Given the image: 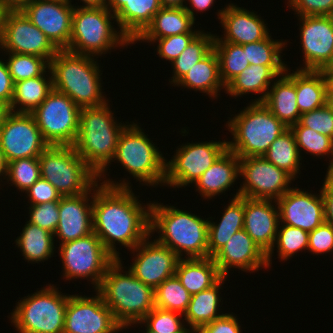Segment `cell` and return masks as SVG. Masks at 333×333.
<instances>
[{
  "mask_svg": "<svg viewBox=\"0 0 333 333\" xmlns=\"http://www.w3.org/2000/svg\"><path fill=\"white\" fill-rule=\"evenodd\" d=\"M102 180L93 186V232L104 248L115 259H120L116 242L132 250L151 236V202L147 207L142 205L128 180L119 183L107 178Z\"/></svg>",
  "mask_w": 333,
  "mask_h": 333,
  "instance_id": "cell-1",
  "label": "cell"
},
{
  "mask_svg": "<svg viewBox=\"0 0 333 333\" xmlns=\"http://www.w3.org/2000/svg\"><path fill=\"white\" fill-rule=\"evenodd\" d=\"M208 219L174 206L152 202L150 205V235H160L158 243L170 248L180 259L208 257Z\"/></svg>",
  "mask_w": 333,
  "mask_h": 333,
  "instance_id": "cell-2",
  "label": "cell"
},
{
  "mask_svg": "<svg viewBox=\"0 0 333 333\" xmlns=\"http://www.w3.org/2000/svg\"><path fill=\"white\" fill-rule=\"evenodd\" d=\"M108 103L109 101L101 106L81 108L79 130L73 145L77 154L94 170L100 181L101 178H106L104 173H107L119 137L127 126L115 120Z\"/></svg>",
  "mask_w": 333,
  "mask_h": 333,
  "instance_id": "cell-3",
  "label": "cell"
},
{
  "mask_svg": "<svg viewBox=\"0 0 333 333\" xmlns=\"http://www.w3.org/2000/svg\"><path fill=\"white\" fill-rule=\"evenodd\" d=\"M121 262V258L115 259L108 266L96 291L112 311L116 322L121 327H131L138 325L155 307L154 289L141 282L129 269L124 272Z\"/></svg>",
  "mask_w": 333,
  "mask_h": 333,
  "instance_id": "cell-4",
  "label": "cell"
},
{
  "mask_svg": "<svg viewBox=\"0 0 333 333\" xmlns=\"http://www.w3.org/2000/svg\"><path fill=\"white\" fill-rule=\"evenodd\" d=\"M93 57L64 49L49 62L53 88L69 96L80 108L97 107L109 101L101 90L102 71Z\"/></svg>",
  "mask_w": 333,
  "mask_h": 333,
  "instance_id": "cell-5",
  "label": "cell"
},
{
  "mask_svg": "<svg viewBox=\"0 0 333 333\" xmlns=\"http://www.w3.org/2000/svg\"><path fill=\"white\" fill-rule=\"evenodd\" d=\"M226 122L233 136L227 141L228 150L239 158L264 156L269 146L288 127L278 120L262 102L251 101Z\"/></svg>",
  "mask_w": 333,
  "mask_h": 333,
  "instance_id": "cell-6",
  "label": "cell"
},
{
  "mask_svg": "<svg viewBox=\"0 0 333 333\" xmlns=\"http://www.w3.org/2000/svg\"><path fill=\"white\" fill-rule=\"evenodd\" d=\"M116 16L107 7H74L71 36L66 50L89 56H101L131 41L111 22Z\"/></svg>",
  "mask_w": 333,
  "mask_h": 333,
  "instance_id": "cell-7",
  "label": "cell"
},
{
  "mask_svg": "<svg viewBox=\"0 0 333 333\" xmlns=\"http://www.w3.org/2000/svg\"><path fill=\"white\" fill-rule=\"evenodd\" d=\"M131 123L123 129L111 162L118 160L130 175L143 182L142 185L161 186L165 180L166 159L143 128Z\"/></svg>",
  "mask_w": 333,
  "mask_h": 333,
  "instance_id": "cell-8",
  "label": "cell"
},
{
  "mask_svg": "<svg viewBox=\"0 0 333 333\" xmlns=\"http://www.w3.org/2000/svg\"><path fill=\"white\" fill-rule=\"evenodd\" d=\"M51 285L17 302L10 319L18 333H63L70 294Z\"/></svg>",
  "mask_w": 333,
  "mask_h": 333,
  "instance_id": "cell-9",
  "label": "cell"
},
{
  "mask_svg": "<svg viewBox=\"0 0 333 333\" xmlns=\"http://www.w3.org/2000/svg\"><path fill=\"white\" fill-rule=\"evenodd\" d=\"M41 177L61 196L88 192L99 180L94 170L77 154L74 146H48L38 157Z\"/></svg>",
  "mask_w": 333,
  "mask_h": 333,
  "instance_id": "cell-10",
  "label": "cell"
},
{
  "mask_svg": "<svg viewBox=\"0 0 333 333\" xmlns=\"http://www.w3.org/2000/svg\"><path fill=\"white\" fill-rule=\"evenodd\" d=\"M80 110L69 96L53 88L31 114L50 146H73L79 130Z\"/></svg>",
  "mask_w": 333,
  "mask_h": 333,
  "instance_id": "cell-11",
  "label": "cell"
},
{
  "mask_svg": "<svg viewBox=\"0 0 333 333\" xmlns=\"http://www.w3.org/2000/svg\"><path fill=\"white\" fill-rule=\"evenodd\" d=\"M59 256L66 280L85 279L100 286L108 266L115 258L104 248L100 238L93 232L88 236L60 244Z\"/></svg>",
  "mask_w": 333,
  "mask_h": 333,
  "instance_id": "cell-12",
  "label": "cell"
},
{
  "mask_svg": "<svg viewBox=\"0 0 333 333\" xmlns=\"http://www.w3.org/2000/svg\"><path fill=\"white\" fill-rule=\"evenodd\" d=\"M178 149V150H177ZM172 159L165 162L164 185L182 188L193 185L228 149L227 141L182 144Z\"/></svg>",
  "mask_w": 333,
  "mask_h": 333,
  "instance_id": "cell-13",
  "label": "cell"
},
{
  "mask_svg": "<svg viewBox=\"0 0 333 333\" xmlns=\"http://www.w3.org/2000/svg\"><path fill=\"white\" fill-rule=\"evenodd\" d=\"M239 169V177L244 181L233 198L277 200L291 189L289 184L295 180L263 156L239 158Z\"/></svg>",
  "mask_w": 333,
  "mask_h": 333,
  "instance_id": "cell-14",
  "label": "cell"
},
{
  "mask_svg": "<svg viewBox=\"0 0 333 333\" xmlns=\"http://www.w3.org/2000/svg\"><path fill=\"white\" fill-rule=\"evenodd\" d=\"M0 48L5 52L43 57L48 62L59 51L22 10L4 11Z\"/></svg>",
  "mask_w": 333,
  "mask_h": 333,
  "instance_id": "cell-15",
  "label": "cell"
},
{
  "mask_svg": "<svg viewBox=\"0 0 333 333\" xmlns=\"http://www.w3.org/2000/svg\"><path fill=\"white\" fill-rule=\"evenodd\" d=\"M93 297L70 295L65 312L63 333H118L128 327H121L95 291Z\"/></svg>",
  "mask_w": 333,
  "mask_h": 333,
  "instance_id": "cell-16",
  "label": "cell"
},
{
  "mask_svg": "<svg viewBox=\"0 0 333 333\" xmlns=\"http://www.w3.org/2000/svg\"><path fill=\"white\" fill-rule=\"evenodd\" d=\"M48 146L31 113L11 112L0 127V147L7 162L38 158Z\"/></svg>",
  "mask_w": 333,
  "mask_h": 333,
  "instance_id": "cell-17",
  "label": "cell"
},
{
  "mask_svg": "<svg viewBox=\"0 0 333 333\" xmlns=\"http://www.w3.org/2000/svg\"><path fill=\"white\" fill-rule=\"evenodd\" d=\"M303 67L297 70L324 71L333 66V17L298 16Z\"/></svg>",
  "mask_w": 333,
  "mask_h": 333,
  "instance_id": "cell-18",
  "label": "cell"
},
{
  "mask_svg": "<svg viewBox=\"0 0 333 333\" xmlns=\"http://www.w3.org/2000/svg\"><path fill=\"white\" fill-rule=\"evenodd\" d=\"M22 11L59 50L68 48L74 11L68 0H33Z\"/></svg>",
  "mask_w": 333,
  "mask_h": 333,
  "instance_id": "cell-19",
  "label": "cell"
},
{
  "mask_svg": "<svg viewBox=\"0 0 333 333\" xmlns=\"http://www.w3.org/2000/svg\"><path fill=\"white\" fill-rule=\"evenodd\" d=\"M148 236L131 250L135 254L129 270L144 284L155 289L164 280L175 275L179 257L170 248L150 241Z\"/></svg>",
  "mask_w": 333,
  "mask_h": 333,
  "instance_id": "cell-20",
  "label": "cell"
},
{
  "mask_svg": "<svg viewBox=\"0 0 333 333\" xmlns=\"http://www.w3.org/2000/svg\"><path fill=\"white\" fill-rule=\"evenodd\" d=\"M319 195L308 193L293 186L281 198L277 199L279 223L313 231L324 221V201L321 190Z\"/></svg>",
  "mask_w": 333,
  "mask_h": 333,
  "instance_id": "cell-21",
  "label": "cell"
},
{
  "mask_svg": "<svg viewBox=\"0 0 333 333\" xmlns=\"http://www.w3.org/2000/svg\"><path fill=\"white\" fill-rule=\"evenodd\" d=\"M212 258L222 276L229 275L231 268L252 273L262 268H269L267 254L244 229L233 234Z\"/></svg>",
  "mask_w": 333,
  "mask_h": 333,
  "instance_id": "cell-22",
  "label": "cell"
},
{
  "mask_svg": "<svg viewBox=\"0 0 333 333\" xmlns=\"http://www.w3.org/2000/svg\"><path fill=\"white\" fill-rule=\"evenodd\" d=\"M92 191L93 187L86 193L62 196L59 200V222L54 233V237L59 238V243L60 240L62 244L93 233Z\"/></svg>",
  "mask_w": 333,
  "mask_h": 333,
  "instance_id": "cell-23",
  "label": "cell"
},
{
  "mask_svg": "<svg viewBox=\"0 0 333 333\" xmlns=\"http://www.w3.org/2000/svg\"><path fill=\"white\" fill-rule=\"evenodd\" d=\"M225 7L220 11L218 10L217 13L218 19L225 30L224 37L215 35L214 41L244 45L263 40L270 35L269 28L264 23V19H261V16L233 3H229Z\"/></svg>",
  "mask_w": 333,
  "mask_h": 333,
  "instance_id": "cell-24",
  "label": "cell"
},
{
  "mask_svg": "<svg viewBox=\"0 0 333 333\" xmlns=\"http://www.w3.org/2000/svg\"><path fill=\"white\" fill-rule=\"evenodd\" d=\"M279 222L276 200L244 197L243 229L266 254L273 249Z\"/></svg>",
  "mask_w": 333,
  "mask_h": 333,
  "instance_id": "cell-25",
  "label": "cell"
},
{
  "mask_svg": "<svg viewBox=\"0 0 333 333\" xmlns=\"http://www.w3.org/2000/svg\"><path fill=\"white\" fill-rule=\"evenodd\" d=\"M288 67L282 75L272 83L262 103L271 113L288 128L299 122L300 112L297 104L295 87V71L288 72Z\"/></svg>",
  "mask_w": 333,
  "mask_h": 333,
  "instance_id": "cell-26",
  "label": "cell"
},
{
  "mask_svg": "<svg viewBox=\"0 0 333 333\" xmlns=\"http://www.w3.org/2000/svg\"><path fill=\"white\" fill-rule=\"evenodd\" d=\"M239 157L228 149L195 182L204 199L225 193L239 178Z\"/></svg>",
  "mask_w": 333,
  "mask_h": 333,
  "instance_id": "cell-27",
  "label": "cell"
},
{
  "mask_svg": "<svg viewBox=\"0 0 333 333\" xmlns=\"http://www.w3.org/2000/svg\"><path fill=\"white\" fill-rule=\"evenodd\" d=\"M195 20L184 9L162 7L153 17L152 22L146 29L132 42H151L154 44L156 39L184 33H200L201 30H193Z\"/></svg>",
  "mask_w": 333,
  "mask_h": 333,
  "instance_id": "cell-28",
  "label": "cell"
},
{
  "mask_svg": "<svg viewBox=\"0 0 333 333\" xmlns=\"http://www.w3.org/2000/svg\"><path fill=\"white\" fill-rule=\"evenodd\" d=\"M175 275L191 295L210 288L222 277L212 257L179 259Z\"/></svg>",
  "mask_w": 333,
  "mask_h": 333,
  "instance_id": "cell-29",
  "label": "cell"
},
{
  "mask_svg": "<svg viewBox=\"0 0 333 333\" xmlns=\"http://www.w3.org/2000/svg\"><path fill=\"white\" fill-rule=\"evenodd\" d=\"M176 85L206 93L208 97L217 99L220 95L218 92L225 90V86L220 79L219 60L214 49L193 65Z\"/></svg>",
  "mask_w": 333,
  "mask_h": 333,
  "instance_id": "cell-30",
  "label": "cell"
},
{
  "mask_svg": "<svg viewBox=\"0 0 333 333\" xmlns=\"http://www.w3.org/2000/svg\"><path fill=\"white\" fill-rule=\"evenodd\" d=\"M228 276H222L214 285L204 291L191 295V299L184 313L185 323L190 326L192 333H196L202 326L211 323L215 319L224 315L219 313L222 298L219 296V290L222 289L225 279ZM220 307V308H219Z\"/></svg>",
  "mask_w": 333,
  "mask_h": 333,
  "instance_id": "cell-31",
  "label": "cell"
},
{
  "mask_svg": "<svg viewBox=\"0 0 333 333\" xmlns=\"http://www.w3.org/2000/svg\"><path fill=\"white\" fill-rule=\"evenodd\" d=\"M224 207L220 222H208V257H213L235 234L244 227V197L238 196Z\"/></svg>",
  "mask_w": 333,
  "mask_h": 333,
  "instance_id": "cell-32",
  "label": "cell"
},
{
  "mask_svg": "<svg viewBox=\"0 0 333 333\" xmlns=\"http://www.w3.org/2000/svg\"><path fill=\"white\" fill-rule=\"evenodd\" d=\"M161 8L159 0H129L115 14L116 24L132 43Z\"/></svg>",
  "mask_w": 333,
  "mask_h": 333,
  "instance_id": "cell-33",
  "label": "cell"
},
{
  "mask_svg": "<svg viewBox=\"0 0 333 333\" xmlns=\"http://www.w3.org/2000/svg\"><path fill=\"white\" fill-rule=\"evenodd\" d=\"M295 87L300 114L326 104L328 80L324 71L296 70Z\"/></svg>",
  "mask_w": 333,
  "mask_h": 333,
  "instance_id": "cell-34",
  "label": "cell"
},
{
  "mask_svg": "<svg viewBox=\"0 0 333 333\" xmlns=\"http://www.w3.org/2000/svg\"><path fill=\"white\" fill-rule=\"evenodd\" d=\"M46 72H49V77L46 75L47 78L45 77ZM52 89L50 68L41 76L14 83L13 98L10 104L11 112L32 113L46 99Z\"/></svg>",
  "mask_w": 333,
  "mask_h": 333,
  "instance_id": "cell-35",
  "label": "cell"
},
{
  "mask_svg": "<svg viewBox=\"0 0 333 333\" xmlns=\"http://www.w3.org/2000/svg\"><path fill=\"white\" fill-rule=\"evenodd\" d=\"M276 78L278 75L269 66L249 65L225 87V91L231 97H242L249 93L262 94L253 100V102H262L272 85L271 82L273 83V79Z\"/></svg>",
  "mask_w": 333,
  "mask_h": 333,
  "instance_id": "cell-36",
  "label": "cell"
},
{
  "mask_svg": "<svg viewBox=\"0 0 333 333\" xmlns=\"http://www.w3.org/2000/svg\"><path fill=\"white\" fill-rule=\"evenodd\" d=\"M54 234L28 221L22 229V233L15 240L27 262L46 261L54 254Z\"/></svg>",
  "mask_w": 333,
  "mask_h": 333,
  "instance_id": "cell-37",
  "label": "cell"
},
{
  "mask_svg": "<svg viewBox=\"0 0 333 333\" xmlns=\"http://www.w3.org/2000/svg\"><path fill=\"white\" fill-rule=\"evenodd\" d=\"M263 157L279 169L286 171L294 179L298 176L302 157L296 145L294 133L290 128L275 139Z\"/></svg>",
  "mask_w": 333,
  "mask_h": 333,
  "instance_id": "cell-38",
  "label": "cell"
},
{
  "mask_svg": "<svg viewBox=\"0 0 333 333\" xmlns=\"http://www.w3.org/2000/svg\"><path fill=\"white\" fill-rule=\"evenodd\" d=\"M286 41L273 40L271 35L267 38L244 44L243 50L246 51V57L250 65L269 66L278 76L282 75L288 65L282 61L281 51L285 46ZM287 66V67H286Z\"/></svg>",
  "mask_w": 333,
  "mask_h": 333,
  "instance_id": "cell-39",
  "label": "cell"
},
{
  "mask_svg": "<svg viewBox=\"0 0 333 333\" xmlns=\"http://www.w3.org/2000/svg\"><path fill=\"white\" fill-rule=\"evenodd\" d=\"M213 49L219 60V75L225 87L250 65L242 45L213 41Z\"/></svg>",
  "mask_w": 333,
  "mask_h": 333,
  "instance_id": "cell-40",
  "label": "cell"
},
{
  "mask_svg": "<svg viewBox=\"0 0 333 333\" xmlns=\"http://www.w3.org/2000/svg\"><path fill=\"white\" fill-rule=\"evenodd\" d=\"M214 34L201 31L183 50V52L171 62L173 76L170 83L174 85L204 56L213 49Z\"/></svg>",
  "mask_w": 333,
  "mask_h": 333,
  "instance_id": "cell-41",
  "label": "cell"
},
{
  "mask_svg": "<svg viewBox=\"0 0 333 333\" xmlns=\"http://www.w3.org/2000/svg\"><path fill=\"white\" fill-rule=\"evenodd\" d=\"M155 307L184 313L191 294L183 287L176 275L164 280L154 289Z\"/></svg>",
  "mask_w": 333,
  "mask_h": 333,
  "instance_id": "cell-42",
  "label": "cell"
},
{
  "mask_svg": "<svg viewBox=\"0 0 333 333\" xmlns=\"http://www.w3.org/2000/svg\"><path fill=\"white\" fill-rule=\"evenodd\" d=\"M279 225L273 249L267 254V264L269 268L272 265L271 259L274 253V247H277L278 258H280L281 261L289 260L298 251L304 249L308 250L309 232L286 224L279 223Z\"/></svg>",
  "mask_w": 333,
  "mask_h": 333,
  "instance_id": "cell-43",
  "label": "cell"
},
{
  "mask_svg": "<svg viewBox=\"0 0 333 333\" xmlns=\"http://www.w3.org/2000/svg\"><path fill=\"white\" fill-rule=\"evenodd\" d=\"M296 139L300 156L301 151H307L318 158L324 155L333 159V139L327 135L320 134L310 128L302 126L299 122L290 127ZM303 149V150H302Z\"/></svg>",
  "mask_w": 333,
  "mask_h": 333,
  "instance_id": "cell-44",
  "label": "cell"
},
{
  "mask_svg": "<svg viewBox=\"0 0 333 333\" xmlns=\"http://www.w3.org/2000/svg\"><path fill=\"white\" fill-rule=\"evenodd\" d=\"M9 73L14 83L41 76L49 68V62L36 55L6 52ZM8 61V62H7Z\"/></svg>",
  "mask_w": 333,
  "mask_h": 333,
  "instance_id": "cell-45",
  "label": "cell"
},
{
  "mask_svg": "<svg viewBox=\"0 0 333 333\" xmlns=\"http://www.w3.org/2000/svg\"><path fill=\"white\" fill-rule=\"evenodd\" d=\"M181 317L182 313L154 307L138 324H145L144 333H192Z\"/></svg>",
  "mask_w": 333,
  "mask_h": 333,
  "instance_id": "cell-46",
  "label": "cell"
},
{
  "mask_svg": "<svg viewBox=\"0 0 333 333\" xmlns=\"http://www.w3.org/2000/svg\"><path fill=\"white\" fill-rule=\"evenodd\" d=\"M40 177L39 158H22L8 162L6 180L21 192L27 191Z\"/></svg>",
  "mask_w": 333,
  "mask_h": 333,
  "instance_id": "cell-47",
  "label": "cell"
},
{
  "mask_svg": "<svg viewBox=\"0 0 333 333\" xmlns=\"http://www.w3.org/2000/svg\"><path fill=\"white\" fill-rule=\"evenodd\" d=\"M29 223L37 225L52 234L59 222V201L45 202L29 207Z\"/></svg>",
  "mask_w": 333,
  "mask_h": 333,
  "instance_id": "cell-48",
  "label": "cell"
},
{
  "mask_svg": "<svg viewBox=\"0 0 333 333\" xmlns=\"http://www.w3.org/2000/svg\"><path fill=\"white\" fill-rule=\"evenodd\" d=\"M299 123L333 139V112L327 104L300 115Z\"/></svg>",
  "mask_w": 333,
  "mask_h": 333,
  "instance_id": "cell-49",
  "label": "cell"
},
{
  "mask_svg": "<svg viewBox=\"0 0 333 333\" xmlns=\"http://www.w3.org/2000/svg\"><path fill=\"white\" fill-rule=\"evenodd\" d=\"M199 33H184L156 39L157 54L162 59L173 62ZM157 41V42H156Z\"/></svg>",
  "mask_w": 333,
  "mask_h": 333,
  "instance_id": "cell-50",
  "label": "cell"
},
{
  "mask_svg": "<svg viewBox=\"0 0 333 333\" xmlns=\"http://www.w3.org/2000/svg\"><path fill=\"white\" fill-rule=\"evenodd\" d=\"M308 251L315 255L333 252V226L331 224L324 221L309 232Z\"/></svg>",
  "mask_w": 333,
  "mask_h": 333,
  "instance_id": "cell-51",
  "label": "cell"
},
{
  "mask_svg": "<svg viewBox=\"0 0 333 333\" xmlns=\"http://www.w3.org/2000/svg\"><path fill=\"white\" fill-rule=\"evenodd\" d=\"M297 16H332L333 0H288Z\"/></svg>",
  "mask_w": 333,
  "mask_h": 333,
  "instance_id": "cell-52",
  "label": "cell"
},
{
  "mask_svg": "<svg viewBox=\"0 0 333 333\" xmlns=\"http://www.w3.org/2000/svg\"><path fill=\"white\" fill-rule=\"evenodd\" d=\"M30 204L37 205L45 202L59 201L61 194L46 179L40 177L30 188L25 191Z\"/></svg>",
  "mask_w": 333,
  "mask_h": 333,
  "instance_id": "cell-53",
  "label": "cell"
},
{
  "mask_svg": "<svg viewBox=\"0 0 333 333\" xmlns=\"http://www.w3.org/2000/svg\"><path fill=\"white\" fill-rule=\"evenodd\" d=\"M232 313H225L211 323L202 326L196 333H242L240 322Z\"/></svg>",
  "mask_w": 333,
  "mask_h": 333,
  "instance_id": "cell-54",
  "label": "cell"
},
{
  "mask_svg": "<svg viewBox=\"0 0 333 333\" xmlns=\"http://www.w3.org/2000/svg\"><path fill=\"white\" fill-rule=\"evenodd\" d=\"M0 59V101L11 104L14 91V82L9 73L6 61Z\"/></svg>",
  "mask_w": 333,
  "mask_h": 333,
  "instance_id": "cell-55",
  "label": "cell"
},
{
  "mask_svg": "<svg viewBox=\"0 0 333 333\" xmlns=\"http://www.w3.org/2000/svg\"><path fill=\"white\" fill-rule=\"evenodd\" d=\"M324 201L325 222L333 226V176L326 174L324 183L321 187Z\"/></svg>",
  "mask_w": 333,
  "mask_h": 333,
  "instance_id": "cell-56",
  "label": "cell"
},
{
  "mask_svg": "<svg viewBox=\"0 0 333 333\" xmlns=\"http://www.w3.org/2000/svg\"><path fill=\"white\" fill-rule=\"evenodd\" d=\"M188 2H190V7L192 8H189L186 5H184V9L192 16V18L194 20H196L195 18V13H194V10L196 9V11H207L211 6H213L215 0H186Z\"/></svg>",
  "mask_w": 333,
  "mask_h": 333,
  "instance_id": "cell-57",
  "label": "cell"
},
{
  "mask_svg": "<svg viewBox=\"0 0 333 333\" xmlns=\"http://www.w3.org/2000/svg\"><path fill=\"white\" fill-rule=\"evenodd\" d=\"M33 0H0L1 7L5 10H22Z\"/></svg>",
  "mask_w": 333,
  "mask_h": 333,
  "instance_id": "cell-58",
  "label": "cell"
},
{
  "mask_svg": "<svg viewBox=\"0 0 333 333\" xmlns=\"http://www.w3.org/2000/svg\"><path fill=\"white\" fill-rule=\"evenodd\" d=\"M129 0H107L106 7L113 13L116 14Z\"/></svg>",
  "mask_w": 333,
  "mask_h": 333,
  "instance_id": "cell-59",
  "label": "cell"
},
{
  "mask_svg": "<svg viewBox=\"0 0 333 333\" xmlns=\"http://www.w3.org/2000/svg\"><path fill=\"white\" fill-rule=\"evenodd\" d=\"M7 170H8V162L5 158L4 152L0 147V178L7 179ZM2 179H0L2 181Z\"/></svg>",
  "mask_w": 333,
  "mask_h": 333,
  "instance_id": "cell-60",
  "label": "cell"
},
{
  "mask_svg": "<svg viewBox=\"0 0 333 333\" xmlns=\"http://www.w3.org/2000/svg\"><path fill=\"white\" fill-rule=\"evenodd\" d=\"M70 3L71 0H68ZM83 2V5L80 6H74V7H106L107 0H81Z\"/></svg>",
  "mask_w": 333,
  "mask_h": 333,
  "instance_id": "cell-61",
  "label": "cell"
},
{
  "mask_svg": "<svg viewBox=\"0 0 333 333\" xmlns=\"http://www.w3.org/2000/svg\"><path fill=\"white\" fill-rule=\"evenodd\" d=\"M11 113L10 105L0 101V127Z\"/></svg>",
  "mask_w": 333,
  "mask_h": 333,
  "instance_id": "cell-62",
  "label": "cell"
},
{
  "mask_svg": "<svg viewBox=\"0 0 333 333\" xmlns=\"http://www.w3.org/2000/svg\"><path fill=\"white\" fill-rule=\"evenodd\" d=\"M162 7L180 8L184 7L185 0H159Z\"/></svg>",
  "mask_w": 333,
  "mask_h": 333,
  "instance_id": "cell-63",
  "label": "cell"
},
{
  "mask_svg": "<svg viewBox=\"0 0 333 333\" xmlns=\"http://www.w3.org/2000/svg\"><path fill=\"white\" fill-rule=\"evenodd\" d=\"M324 72L328 80L327 93H333V69H325Z\"/></svg>",
  "mask_w": 333,
  "mask_h": 333,
  "instance_id": "cell-64",
  "label": "cell"
},
{
  "mask_svg": "<svg viewBox=\"0 0 333 333\" xmlns=\"http://www.w3.org/2000/svg\"><path fill=\"white\" fill-rule=\"evenodd\" d=\"M326 104L329 106V108L333 112V93H327V101Z\"/></svg>",
  "mask_w": 333,
  "mask_h": 333,
  "instance_id": "cell-65",
  "label": "cell"
},
{
  "mask_svg": "<svg viewBox=\"0 0 333 333\" xmlns=\"http://www.w3.org/2000/svg\"><path fill=\"white\" fill-rule=\"evenodd\" d=\"M329 162L326 174L333 176V159L329 160Z\"/></svg>",
  "mask_w": 333,
  "mask_h": 333,
  "instance_id": "cell-66",
  "label": "cell"
},
{
  "mask_svg": "<svg viewBox=\"0 0 333 333\" xmlns=\"http://www.w3.org/2000/svg\"><path fill=\"white\" fill-rule=\"evenodd\" d=\"M4 11L5 10L0 5V42H1L2 18H3Z\"/></svg>",
  "mask_w": 333,
  "mask_h": 333,
  "instance_id": "cell-67",
  "label": "cell"
}]
</instances>
